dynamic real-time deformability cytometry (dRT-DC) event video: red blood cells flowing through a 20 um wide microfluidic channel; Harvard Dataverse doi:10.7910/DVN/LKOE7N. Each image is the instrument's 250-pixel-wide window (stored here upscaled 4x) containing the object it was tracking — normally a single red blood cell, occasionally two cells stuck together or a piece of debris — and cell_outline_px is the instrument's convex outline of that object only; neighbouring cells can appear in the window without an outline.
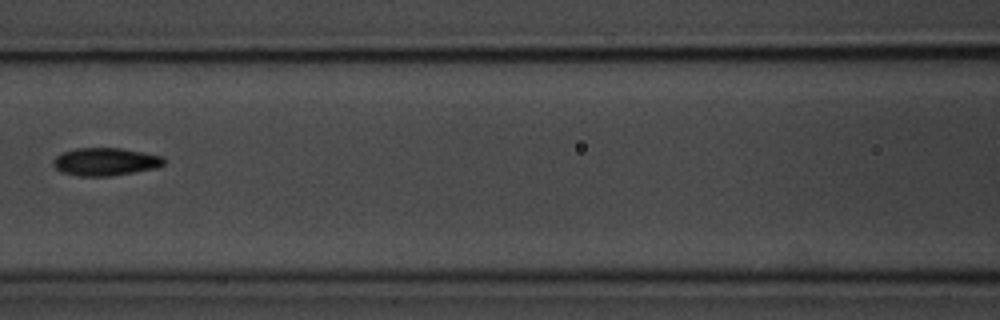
{"species": "common noctule bat (a hibernating species)", "species_latin": "Nyctalus noctula", "temperature_condition": "room temperature", "stored_images_in_passage": 6, "camera_frame_rate_fps": 3000, "um_per_image_px": 0.085, "animal": {"sex": "male", "body_mass_g": 20.1, "forearm_length_mm": 53.5}, "frame": {"image": 1, "passage_image": 6, "time_ms": 5.667, "image_size_px": [1000, 320], "cell_outline_px": [[164, 164], [156, 168], [108, 176], [80, 176], [60, 172], [52, 164], [52, 160], [60, 152], [76, 148], [120, 148], [164, 156]], "centroid_in_image_um": [8.91, 13.74], "position_along_channel_um": 157.7, "area_um2": 17.98}}